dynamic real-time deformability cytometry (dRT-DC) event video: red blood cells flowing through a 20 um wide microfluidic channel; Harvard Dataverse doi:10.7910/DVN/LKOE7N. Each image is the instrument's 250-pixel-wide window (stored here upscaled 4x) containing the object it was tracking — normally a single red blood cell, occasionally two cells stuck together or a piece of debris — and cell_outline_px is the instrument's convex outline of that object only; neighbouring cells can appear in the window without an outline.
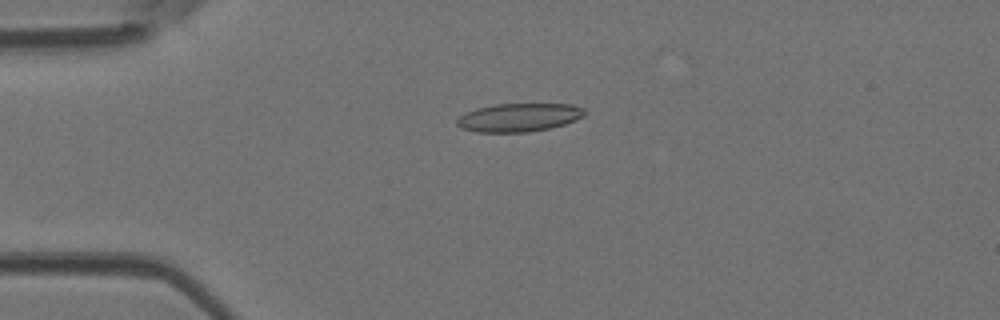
{"species": "Egyptian fruit bat (a non-hibernating species)", "species_latin": "Rousettus aegyptiacus", "temperature_condition": "room temperature", "stored_images_in_passage": 45, "camera_frame_rate_fps": 3000, "um_per_image_px": 0.085, "animal": {"sex": "female"}, "frame": {"image": 1, "passage_image": 12, "time_ms": 3.667, "image_size_px": [1000, 320], "cell_outline_px": [[588, 112], [584, 116], [576, 120], [552, 128], [528, 132], [476, 132], [460, 128], [456, 124], [456, 120], [460, 116], [476, 108], [496, 104], [572, 104], [584, 108]], "centroid_in_image_um": [44.14, 9.98], "position_along_channel_um": 40.9, "area_um2": 21.27}}
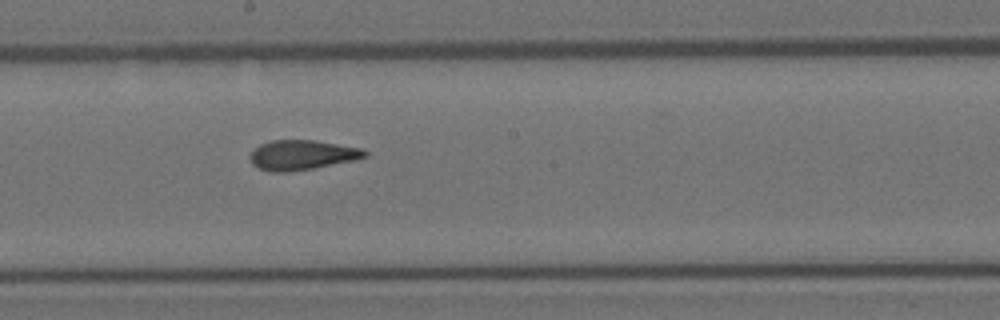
{"frame": {"image": 2, "passage_image": 27, "time_ms": 8.667, "image_size_px": [1000, 320], "cell_outline_px": [[368, 156], [356, 160], [312, 168], [288, 172], [272, 172], [260, 168], [252, 164], [248, 156], [260, 144], [272, 140], [316, 140], [364, 148], [368, 152]], "centroid_in_image_um": [25.71, 13.16], "position_along_channel_um": 222.5, "area_um2": 20.06}}
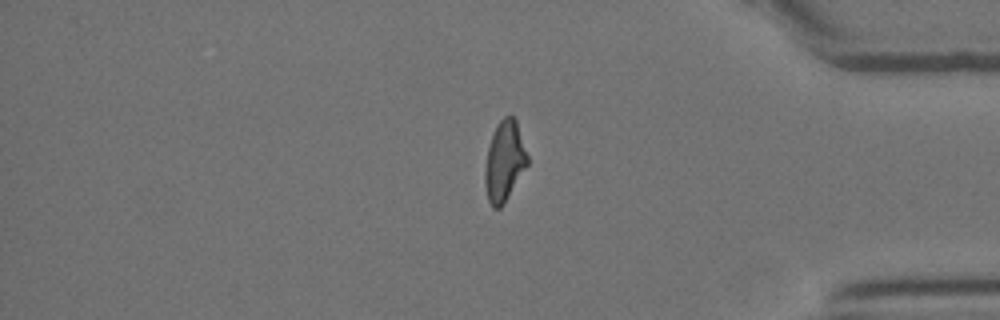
{"frame": {"image": 3, "passage_image": 41, "time_ms": 13.333, "image_size_px": [1000, 320], "cell_outline_px": [[528, 164], [504, 204], [500, 208], [492, 208], [488, 200], [484, 184], [484, 168], [488, 148], [496, 124], [504, 116], [512, 116], [516, 120], [528, 156]], "centroid_in_image_um": [42.86, 13.73], "position_along_channel_um": 392.3, "area_um2": 19.88}}